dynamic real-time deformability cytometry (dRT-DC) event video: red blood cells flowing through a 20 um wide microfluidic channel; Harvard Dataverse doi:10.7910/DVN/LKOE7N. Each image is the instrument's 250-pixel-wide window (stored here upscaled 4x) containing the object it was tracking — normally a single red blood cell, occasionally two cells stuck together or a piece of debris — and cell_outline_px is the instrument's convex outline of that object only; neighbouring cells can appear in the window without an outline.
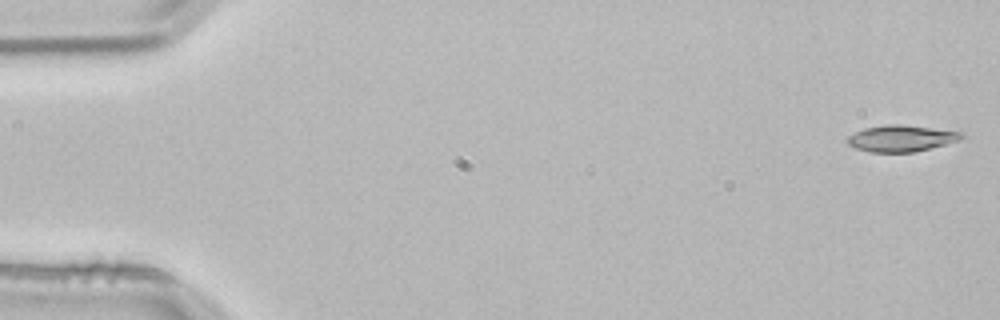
{"species": "common noctule bat (a hibernating species)", "species_latin": "Nyctalus noctula", "temperature_condition": "room temperature", "stored_images_in_passage": 9, "camera_frame_rate_fps": 3000, "um_per_image_px": 0.085, "animal": {"sex": "male", "body_mass_g": 21.5, "forearm_length_mm": 52.0}, "frame": {"image": 1, "passage_image": 1, "time_ms": 0.0, "image_size_px": [1000, 320], "cell_outline_px": [[964, 136], [956, 140], [944, 144], [916, 152], [868, 152], [856, 148], [848, 144], [844, 140], [848, 136], [864, 128], [888, 124], [900, 124], [964, 132]], "centroid_in_image_um": [76.55, 11.76], "position_along_channel_um": 8.4, "area_um2": 17.46}}